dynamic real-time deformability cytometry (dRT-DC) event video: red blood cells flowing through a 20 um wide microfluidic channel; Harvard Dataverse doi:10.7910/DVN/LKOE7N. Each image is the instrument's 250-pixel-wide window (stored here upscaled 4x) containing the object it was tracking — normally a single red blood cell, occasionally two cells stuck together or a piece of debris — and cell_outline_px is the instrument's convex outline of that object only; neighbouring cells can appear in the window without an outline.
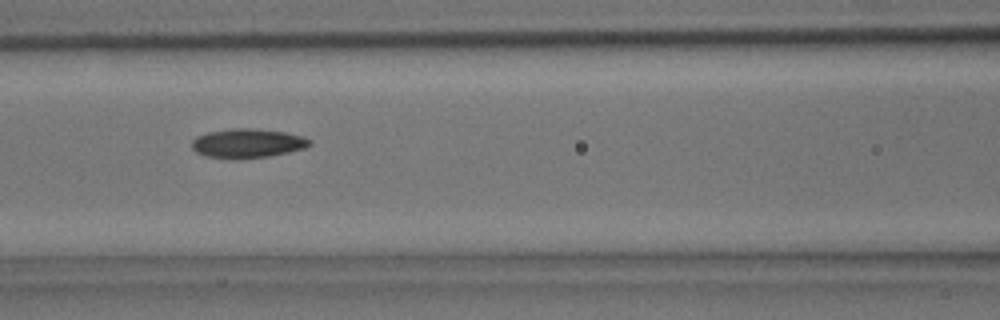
{"species": "common noctule bat (a hibernating species)", "species_latin": "Nyctalus noctula", "temperature_condition": "room temperature", "stored_images_in_passage": 5, "camera_frame_rate_fps": 3000, "um_per_image_px": 0.085, "animal": {"sex": "male", "body_mass_g": 15.6}, "frame": {"image": 1, "passage_image": 4, "time_ms": 1.0, "image_size_px": [1000, 320], "cell_outline_px": [[312, 144], [304, 148], [288, 152], [268, 156], [236, 160], [204, 156], [196, 152], [192, 148], [192, 140], [196, 136], [208, 132], [236, 128], [256, 128], [284, 132], [304, 136], [312, 140]], "centroid_in_image_um": [21.03, 12.19], "position_along_channel_um": 145.6, "area_um2": 20.29}}